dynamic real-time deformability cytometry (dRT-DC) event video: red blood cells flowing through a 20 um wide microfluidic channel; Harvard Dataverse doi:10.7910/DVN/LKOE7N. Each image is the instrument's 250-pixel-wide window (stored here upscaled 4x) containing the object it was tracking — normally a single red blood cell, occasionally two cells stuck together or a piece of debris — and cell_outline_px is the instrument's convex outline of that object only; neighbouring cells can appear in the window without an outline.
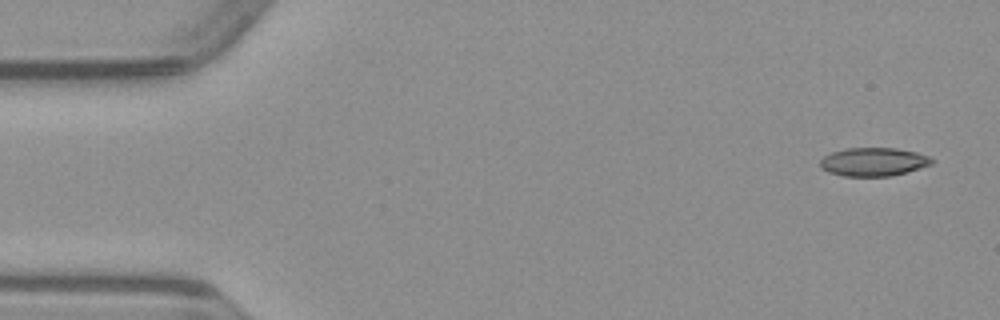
{"species": "common noctule bat (a hibernating species)", "species_latin": "Nyctalus noctula", "temperature_condition": "warm", "stored_images_in_passage": 14, "camera_frame_rate_fps": 3000, "um_per_image_px": 0.085, "animal": {"sex": "male", "body_mass_g": 23.1, "forearm_length_mm": 52.7}, "frame": {"image": 1, "passage_image": 1, "time_ms": 0.0, "image_size_px": [1000, 320], "cell_outline_px": [[936, 160], [932, 164], [892, 176], [844, 176], [828, 172], [820, 168], [820, 160], [824, 156], [832, 152], [844, 148], [896, 148], [916, 152], [928, 156]], "centroid_in_image_um": [74.23, 13.75], "position_along_channel_um": 10.8, "area_um2": 18.55}}
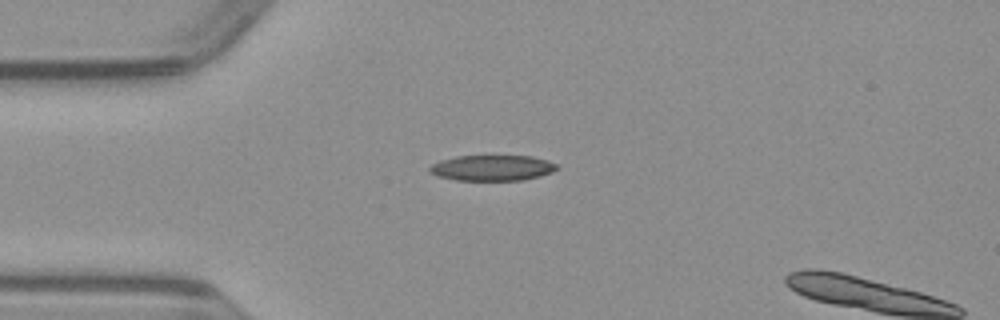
{"frame": {"image": 2, "passage_image": 11, "time_ms": 3.333, "image_size_px": [1000, 320], "cell_outline_px": [[560, 168], [552, 172], [540, 176], [524, 180], [456, 180], [436, 176], [428, 172], [428, 168], [432, 164], [440, 160], [456, 156], [532, 156], [548, 160], [556, 164]], "centroid_in_image_um": [41.83, 14.27], "position_along_channel_um": 43.2, "area_um2": 19.19}}